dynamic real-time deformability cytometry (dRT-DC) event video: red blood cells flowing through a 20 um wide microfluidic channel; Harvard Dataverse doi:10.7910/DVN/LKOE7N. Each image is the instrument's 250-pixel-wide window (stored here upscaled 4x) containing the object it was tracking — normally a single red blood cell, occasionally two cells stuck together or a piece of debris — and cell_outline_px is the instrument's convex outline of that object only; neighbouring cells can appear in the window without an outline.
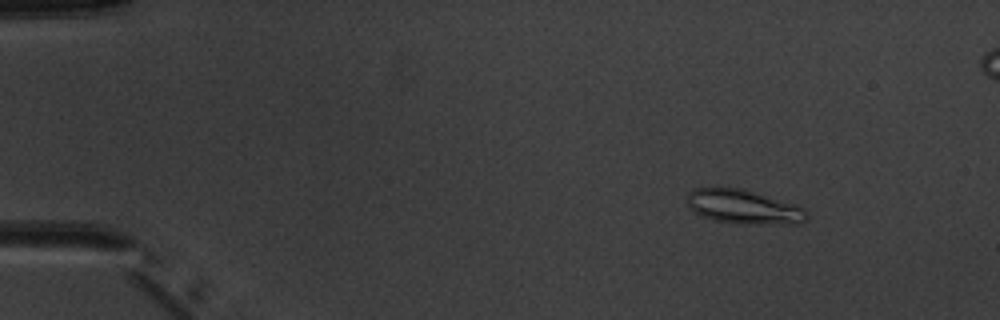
{"species": "common noctule bat (a hibernating species)", "species_latin": "Nyctalus noctula", "temperature_condition": "warm", "stored_images_in_passage": 6, "camera_frame_rate_fps": 3000, "um_per_image_px": 0.085, "animal": {"sex": "male", "body_mass_g": 20.1, "forearm_length_mm": 53.5}, "frame": {"image": 1, "passage_image": 2, "time_ms": 1.333, "image_size_px": [1000, 320], "cell_outline_px": [[808, 220], [800, 224], [740, 224], [712, 220], [700, 216], [688, 208], [688, 192], [696, 188], [744, 188], [796, 204], [804, 208], [808, 212]], "centroid_in_image_um": [63.25, 17.6], "position_along_channel_um": 21.7, "area_um2": 24.33}}
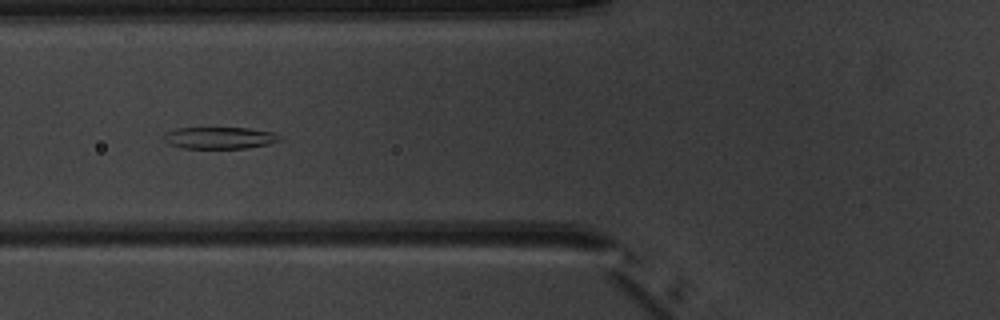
{"frame": {"image": 2, "passage_image": 6, "time_ms": 6.0, "image_size_px": [1000, 320], "cell_outline_px": [[284, 140], [268, 144], [244, 148], [184, 148], [168, 144], [164, 140], [164, 132], [176, 128], [248, 128], [272, 132], [280, 136]], "centroid_in_image_um": [18.66, 11.71], "position_along_channel_um": 107.1, "area_um2": 14.74}}